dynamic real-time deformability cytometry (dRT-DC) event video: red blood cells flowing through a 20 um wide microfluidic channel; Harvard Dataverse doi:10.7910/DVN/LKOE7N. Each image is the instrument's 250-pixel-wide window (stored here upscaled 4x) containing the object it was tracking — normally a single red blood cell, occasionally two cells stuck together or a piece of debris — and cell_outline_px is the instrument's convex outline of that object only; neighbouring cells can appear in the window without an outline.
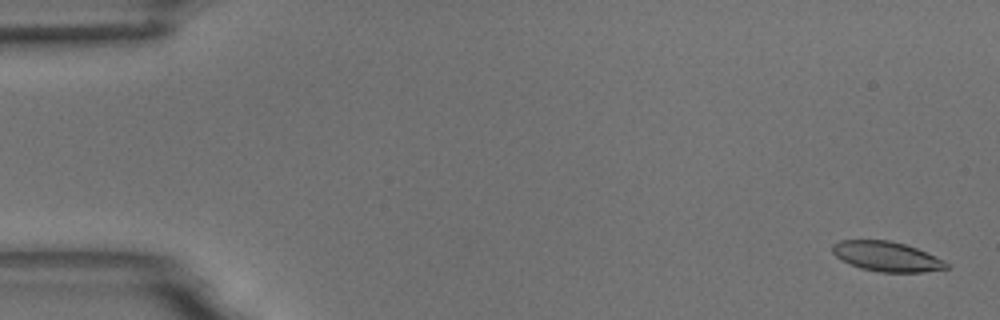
{"species": "common noctule bat (a hibernating species)", "species_latin": "Nyctalus noctula", "temperature_condition": "room temperature", "stored_images_in_passage": 58, "camera_frame_rate_fps": 3000, "um_per_image_px": 0.085, "animal": {"sex": "male", "body_mass_g": 18.8}, "frame": {"image": 1, "passage_image": 2, "time_ms": 0.333, "image_size_px": [1000, 320], "cell_outline_px": [[952, 268], [924, 272], [880, 272], [860, 268], [840, 260], [832, 252], [832, 244], [840, 240], [888, 240], [904, 244], [916, 248], [944, 260]], "centroid_in_image_um": [75.36, 21.81], "position_along_channel_um": 9.6, "area_um2": 19.88}}
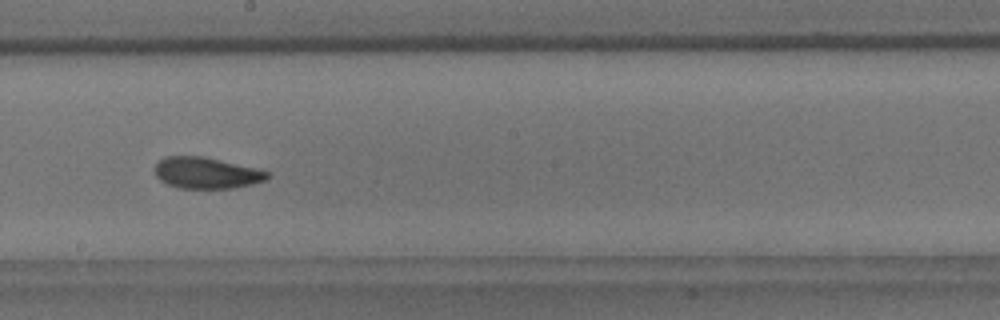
{"frame": {"image": 2, "passage_image": 32, "time_ms": 10.333, "image_size_px": [1000, 320], "cell_outline_px": [[272, 176], [264, 180], [252, 184], [232, 188], [180, 188], [168, 184], [160, 180], [156, 176], [156, 164], [164, 156], [204, 156], [256, 168], [268, 172]], "centroid_in_image_um": [17.55, 14.69], "position_along_channel_um": 230.6, "area_um2": 20.4}}
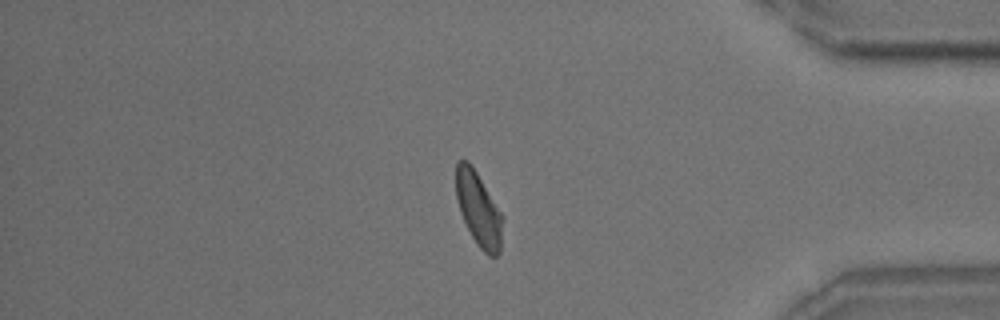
{"frame": {"image": 3, "passage_image": 48, "time_ms": 15.667, "image_size_px": [1000, 320], "cell_outline_px": [[504, 220], [500, 252], [496, 256], [488, 256], [476, 244], [460, 212], [456, 196], [456, 160], [468, 160], [472, 164], [504, 216]], "centroid_in_image_um": [40.7, 17.77], "position_along_channel_um": 394.5, "area_um2": 20.4}, "authors_computed_cell_mechanics": {"area_um2": 20.7502, "velocity_mm_per_s": 3.5898, "shape_relaxation_time_tau1_ms": 7.2974, "shape_relaxation_time_tau2_ms": 2.7546, "deformation_change_tau1": 0.1663, "deformation_change_tau2": 0.0873}}